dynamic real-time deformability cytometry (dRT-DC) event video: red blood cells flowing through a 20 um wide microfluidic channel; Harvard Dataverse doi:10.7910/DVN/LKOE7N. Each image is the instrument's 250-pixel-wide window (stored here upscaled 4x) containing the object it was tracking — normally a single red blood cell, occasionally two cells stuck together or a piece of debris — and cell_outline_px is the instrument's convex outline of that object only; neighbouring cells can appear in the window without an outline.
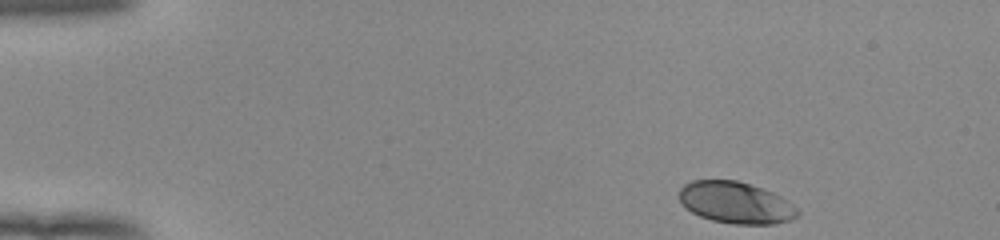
{"species": "human", "species_latin": "Homo sapiens", "temperature_condition": "room temperature", "stored_images_in_passage": 41, "camera_frame_rate_fps": 3000, "um_per_image_px": 0.085, "donor": {"sex": "female"}, "frame": {"image": 1, "passage_image": 1, "time_ms": 0.0, "image_size_px": [1000, 240], "cell_outline_px": [[800, 216], [792, 220], [772, 224], [736, 224], [712, 220], [700, 216], [692, 212], [680, 200], [680, 188], [684, 184], [692, 180], [736, 180], [772, 192], [780, 196], [792, 204], [800, 212]], "centroid_in_image_um": [62.56, 17.23], "position_along_channel_um": 22.4, "area_um2": 28.5}}
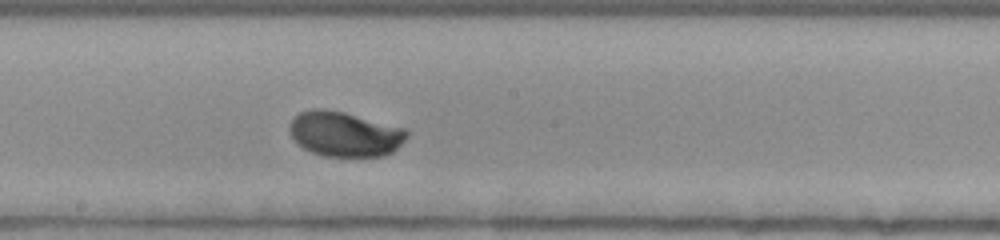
{"frame": {"image": 2, "passage_image": 24, "time_ms": 7.667, "image_size_px": [1000, 240], "cell_outline_px": [[408, 136], [392, 152], [384, 156], [324, 156], [312, 152], [304, 148], [292, 136], [288, 124], [300, 112], [312, 108], [320, 108], [344, 112], [404, 128], [408, 132]], "centroid_in_image_um": [29.3, 11.39], "position_along_channel_um": 218.9, "area_um2": 30.4}}
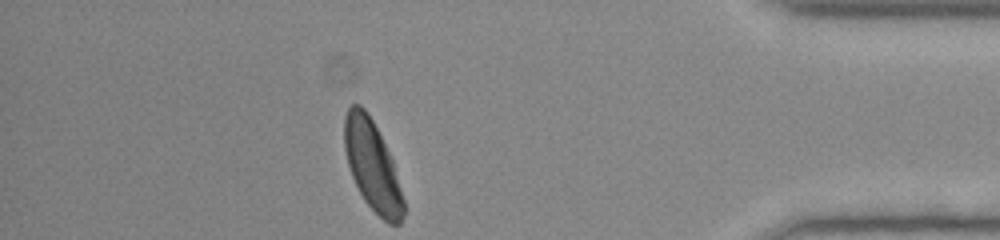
{"frame": {"image": 3, "passage_image": 41, "time_ms": 13.333, "image_size_px": [1000, 240], "cell_outline_px": [[404, 216], [400, 224], [388, 224], [364, 200], [352, 176], [348, 164], [344, 148], [344, 116], [348, 104], [360, 104], [368, 112], [392, 160], [404, 200]], "centroid_in_image_um": [31.63, 14.06], "position_along_channel_um": 403.6, "area_um2": 30.63}, "authors_computed_cell_mechanics": {"area_um2": 30.1716, "velocity_mm_per_s": 3.8986, "shape_relaxation_time_tau1_ms": 2.7933, "shape_relaxation_time_tau2_ms": null, "deformation_change_tau1": 0.1457, "deformation_change_tau2": null}}